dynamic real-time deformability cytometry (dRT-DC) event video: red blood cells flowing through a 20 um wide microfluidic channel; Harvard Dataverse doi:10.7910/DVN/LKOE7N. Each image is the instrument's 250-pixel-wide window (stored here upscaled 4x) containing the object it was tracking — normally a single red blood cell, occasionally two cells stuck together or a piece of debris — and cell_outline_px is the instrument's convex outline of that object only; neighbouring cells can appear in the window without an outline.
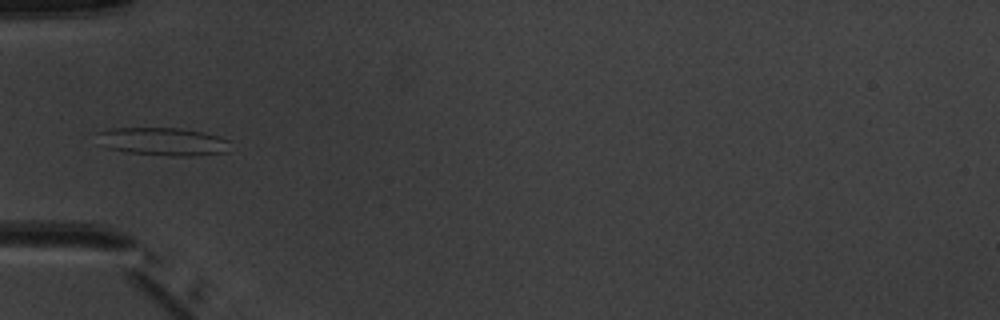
{"species": "common noctule bat (a hibernating species)", "species_latin": "Nyctalus noctula", "temperature_condition": "warm", "stored_images_in_passage": 6, "camera_frame_rate_fps": 3000, "um_per_image_px": 0.085, "animal": {"sex": "male", "body_mass_g": 20.1, "forearm_length_mm": 53.5}, "frame": {"image": 1, "passage_image": 6, "time_ms": 5.667, "image_size_px": [1000, 320], "cell_outline_px": [[228, 152], [192, 156], [172, 156], [128, 152], [108, 148], [100, 144], [92, 132], [112, 128], [180, 128], [204, 132], [220, 136], [228, 140]], "centroid_in_image_um": [13.79, 12.02], "position_along_channel_um": 71.2, "area_um2": 21.96}}